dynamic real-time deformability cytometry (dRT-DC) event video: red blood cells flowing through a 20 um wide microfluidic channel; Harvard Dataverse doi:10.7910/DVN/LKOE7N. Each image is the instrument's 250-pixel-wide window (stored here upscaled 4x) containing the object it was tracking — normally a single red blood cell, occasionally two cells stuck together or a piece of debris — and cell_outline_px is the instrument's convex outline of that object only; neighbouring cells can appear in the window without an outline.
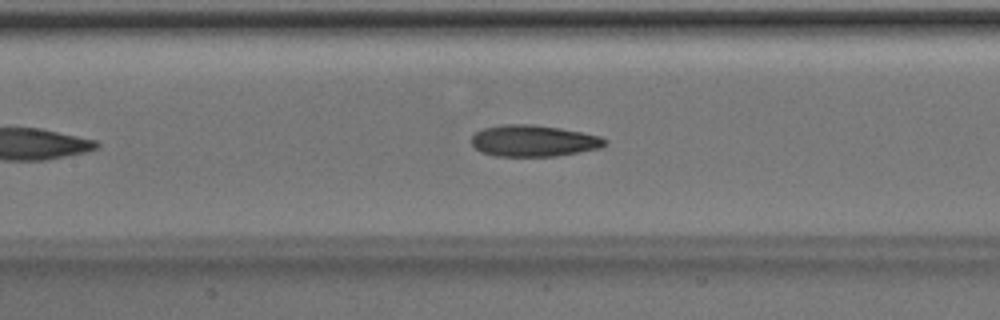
{"species": "Egyptian fruit bat (a non-hibernating species)", "species_latin": "Rousettus aegyptiacus", "temperature_condition": "room temperature", "stored_images_in_passage": 37, "camera_frame_rate_fps": 3000, "um_per_image_px": 0.085, "animal": {"sex": "male"}, "frame": {"image": 1, "passage_image": 12, "time_ms": 3.667, "image_size_px": [1000, 320], "cell_outline_px": [[608, 144], [600, 148], [556, 156], [496, 156], [480, 152], [472, 144], [472, 136], [476, 132], [484, 128], [504, 124], [532, 124], [560, 128], [600, 136], [608, 140]], "centroid_in_image_um": [45.36, 11.97], "position_along_channel_um": 162.0, "area_um2": 24.45}}
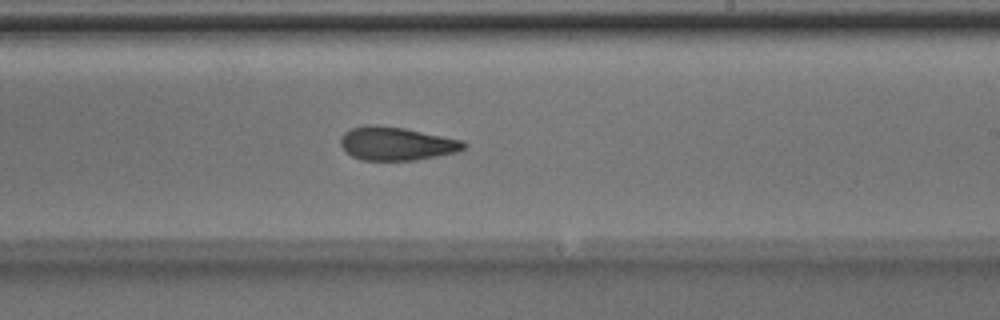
{"frame": {"image": 2, "passage_image": 19, "time_ms": 6.0, "image_size_px": [1000, 320], "cell_outline_px": [[468, 144], [464, 148], [456, 152], [416, 160], [360, 160], [352, 156], [340, 144], [340, 136], [344, 132], [352, 128], [364, 124], [376, 124], [404, 128], [464, 140]], "centroid_in_image_um": [33.69, 12.19], "position_along_channel_um": 255.3, "area_um2": 24.1}}
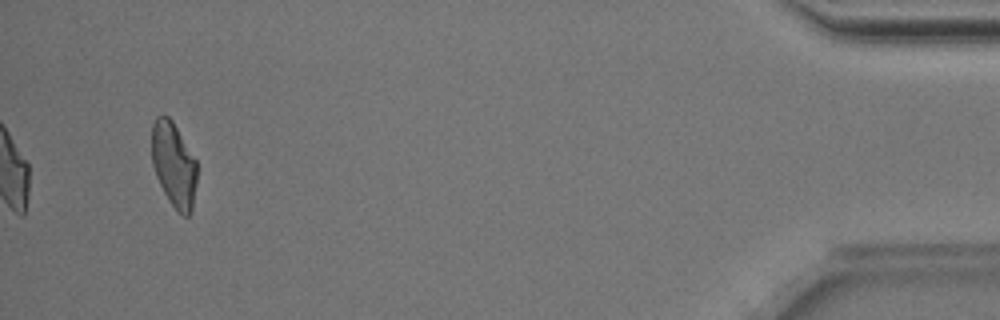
{"frame": {"image": 3, "passage_image": 37, "time_ms": 12.0, "image_size_px": [1000, 320], "cell_outline_px": [[196, 184], [192, 212], [188, 216], [184, 216], [176, 212], [168, 200], [156, 176], [152, 164], [152, 124], [156, 116], [168, 116], [172, 120], [196, 160]], "centroid_in_image_um": [14.77, 14.03], "position_along_channel_um": 420.4, "area_um2": 22.43}, "authors_computed_cell_mechanics": {"area_um2": 24.1604, "velocity_mm_per_s": 4.0172, "shape_relaxation_time_tau1_ms": 4.3652, "shape_relaxation_time_tau2_ms": 2.6817, "deformation_change_tau1": 0.1572, "deformation_change_tau2": 0.1061}}